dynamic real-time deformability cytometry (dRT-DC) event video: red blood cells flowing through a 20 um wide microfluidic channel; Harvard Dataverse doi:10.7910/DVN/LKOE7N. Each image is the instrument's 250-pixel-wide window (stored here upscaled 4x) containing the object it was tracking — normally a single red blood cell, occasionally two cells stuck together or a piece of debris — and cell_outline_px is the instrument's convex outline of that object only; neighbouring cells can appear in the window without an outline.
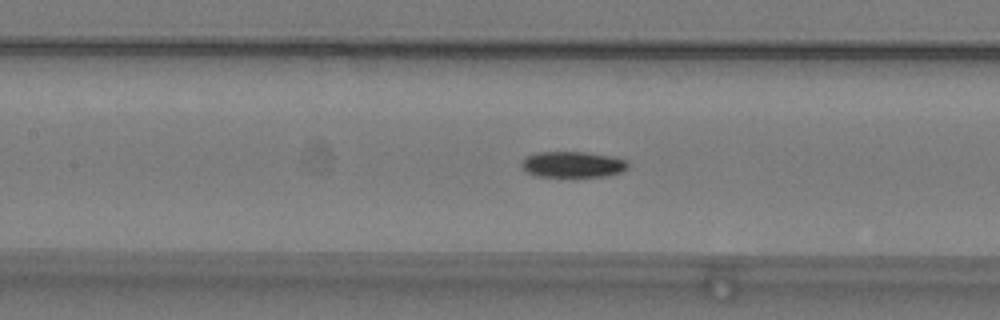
{"species": "common noctule bat (a hibernating species)", "species_latin": "Nyctalus noctula", "temperature_condition": "warm", "stored_images_in_passage": 44, "camera_frame_rate_fps": 3000, "um_per_image_px": 0.085, "animal": {"sex": "male", "body_mass_g": 19.2, "forearm_length_mm": 51.8}, "frame": {"image": 1, "passage_image": 16, "time_ms": 5.0, "image_size_px": [1000, 320], "cell_outline_px": [[628, 168], [620, 172], [604, 176], [536, 176], [524, 172], [520, 168], [520, 164], [524, 156], [536, 152], [584, 152], [616, 156], [628, 160]], "centroid_in_image_um": [48.64, 13.96], "position_along_channel_um": 158.8, "area_um2": 16.42}}
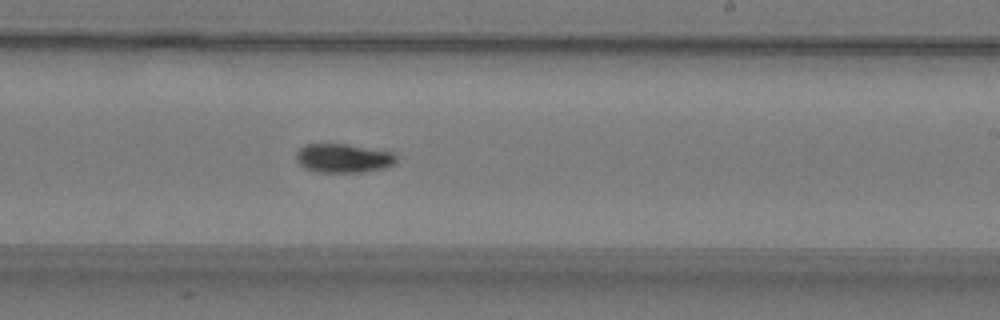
{"frame": {"image": 2, "passage_image": 24, "time_ms": 7.667, "image_size_px": [1000, 320], "cell_outline_px": [[396, 164], [384, 168], [360, 172], [316, 172], [304, 168], [296, 160], [296, 152], [304, 144], [348, 144], [392, 152], [396, 156]], "centroid_in_image_um": [29.17, 13.44], "position_along_channel_um": 259.8, "area_um2": 16.94}}
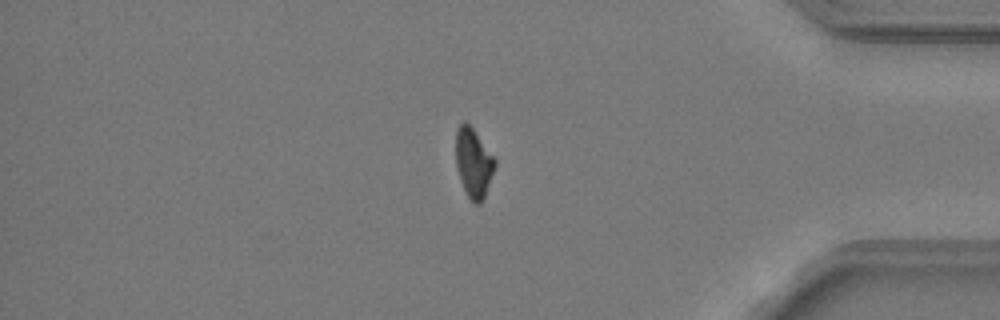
{"frame": {"image": 3, "passage_image": 37, "time_ms": 12.0, "image_size_px": [1000, 320], "cell_outline_px": [[496, 164], [484, 196], [480, 204], [476, 204], [468, 196], [460, 180], [456, 168], [456, 128], [464, 120], [472, 128], [496, 160]], "centroid_in_image_um": [40.22, 13.82], "position_along_channel_um": 395.0, "area_um2": 15.43}}